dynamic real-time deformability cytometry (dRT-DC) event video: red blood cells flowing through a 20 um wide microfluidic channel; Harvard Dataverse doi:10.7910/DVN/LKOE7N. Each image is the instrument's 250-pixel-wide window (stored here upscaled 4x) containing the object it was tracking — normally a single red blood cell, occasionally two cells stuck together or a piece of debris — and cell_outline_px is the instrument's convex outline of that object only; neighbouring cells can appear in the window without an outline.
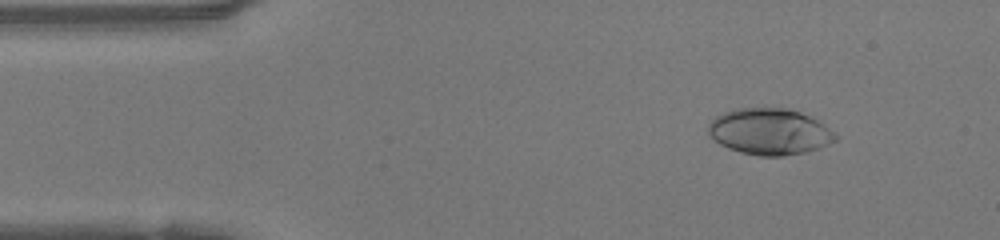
{"species": "human", "species_latin": "Homo sapiens", "temperature_condition": "warm", "stored_images_in_passage": 47, "camera_frame_rate_fps": 3000, "um_per_image_px": 0.085, "donor": {"sex": "female"}, "frame": {"image": 1, "passage_image": 5, "time_ms": 1.333, "image_size_px": [1000, 240], "cell_outline_px": [[840, 136], [836, 140], [828, 144], [808, 152], [784, 156], [760, 156], [740, 152], [728, 148], [712, 140], [708, 132], [708, 124], [716, 116], [724, 112], [736, 108], [788, 108], [800, 112], [824, 124], [836, 132]], "centroid_in_image_um": [65.42, 11.19], "position_along_channel_um": 19.6, "area_um2": 34.56}}
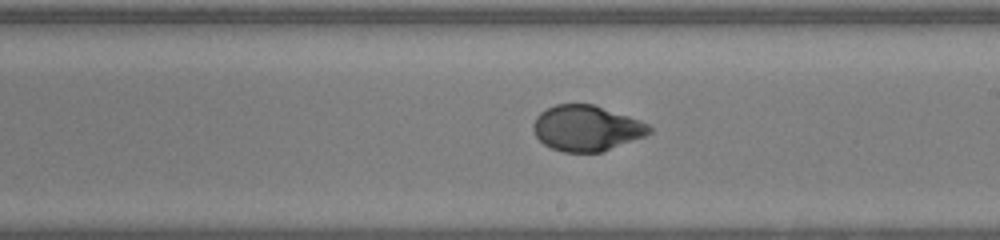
{"frame": {"image": 2, "passage_image": 26, "time_ms": 8.333, "image_size_px": [1000, 240], "cell_outline_px": [[652, 132], [644, 136], [600, 152], [564, 152], [552, 148], [544, 144], [536, 136], [532, 128], [532, 124], [536, 116], [540, 112], [556, 104], [592, 104], [640, 120], [648, 124], [652, 128]], "centroid_in_image_um": [49.83, 10.89], "position_along_channel_um": 239.2, "area_um2": 30.58}}
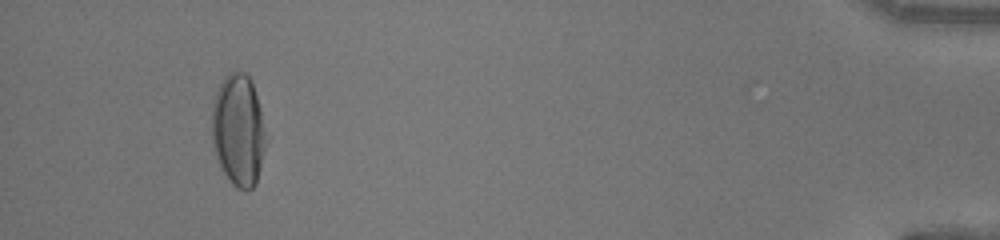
{"frame": {"image": 3, "passage_image": 44, "time_ms": 14.333, "image_size_px": [1000, 240], "cell_outline_px": [[264, 152], [256, 184], [248, 192], [244, 192], [236, 188], [232, 184], [224, 172], [216, 156], [212, 144], [212, 104], [216, 92], [224, 76], [228, 72], [244, 72], [252, 80], [260, 108], [264, 132]], "centroid_in_image_um": [20.24, 11.08], "position_along_channel_um": 415.0, "area_um2": 35.14}, "authors_computed_cell_mechanics": {"area_um2": 32.368, "velocity_mm_per_s": 4.2264, "shape_relaxation_time_tau1_ms": 6.4834, "shape_relaxation_time_tau2_ms": null, "deformation_change_tau1": 0.2637, "deformation_change_tau2": null}}